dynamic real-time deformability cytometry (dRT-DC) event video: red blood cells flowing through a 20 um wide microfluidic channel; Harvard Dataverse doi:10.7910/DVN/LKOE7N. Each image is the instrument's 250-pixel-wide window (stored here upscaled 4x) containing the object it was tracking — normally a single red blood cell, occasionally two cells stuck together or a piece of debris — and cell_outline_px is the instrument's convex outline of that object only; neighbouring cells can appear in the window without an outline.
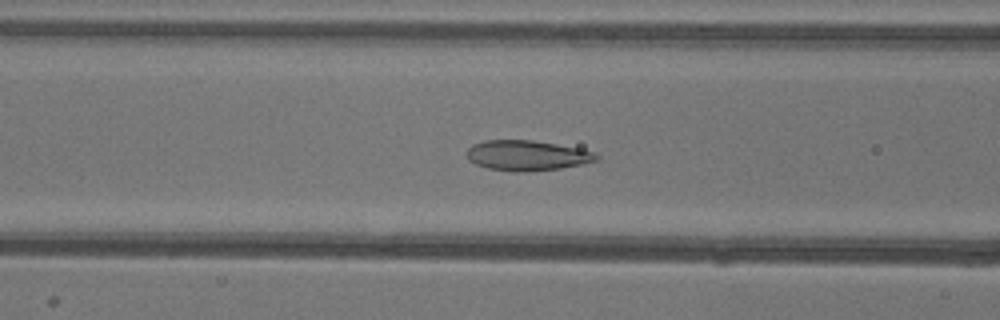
{"species": "common noctule bat (a hibernating species)", "species_latin": "Nyctalus noctula", "temperature_condition": "warm", "stored_images_in_passage": 53, "camera_frame_rate_fps": 3000, "um_per_image_px": 0.085, "animal": {"sex": "female"}, "frame": {"image": 1, "passage_image": 21, "time_ms": 6.667, "image_size_px": [1000, 320], "cell_outline_px": [[600, 160], [584, 164], [560, 168], [528, 172], [512, 172], [488, 168], [476, 164], [468, 160], [464, 152], [472, 144], [484, 140], [532, 140], [580, 148], [596, 152], [600, 156]], "centroid_in_image_um": [44.81, 13.22], "position_along_channel_um": 121.8, "area_um2": 23.29}}
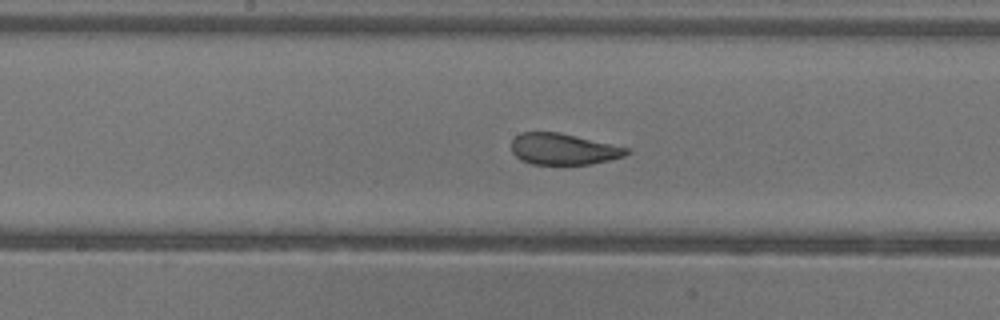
{"frame": {"image": 2, "passage_image": 27, "time_ms": 8.667, "image_size_px": [1000, 320], "cell_outline_px": [[632, 152], [624, 156], [592, 164], [532, 164], [520, 160], [512, 152], [512, 140], [520, 132], [560, 132], [632, 148]], "centroid_in_image_um": [47.93, 12.66], "position_along_channel_um": 200.3, "area_um2": 21.21}}
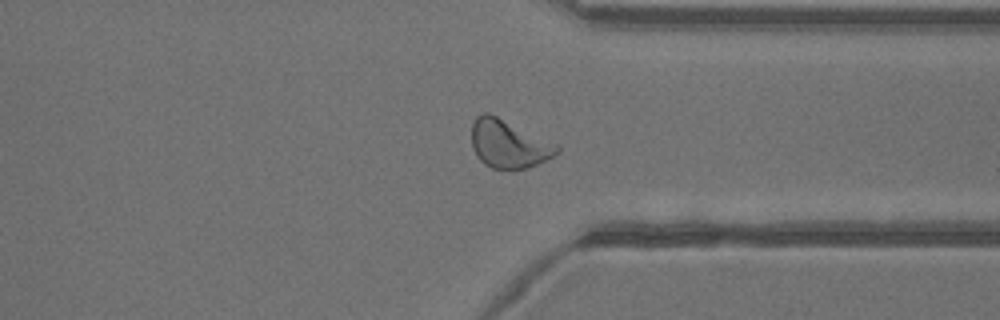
{"frame": {"image": 3, "passage_image": 40, "time_ms": 13.0, "image_size_px": [1000, 320], "cell_outline_px": [[560, 148], [552, 156], [536, 164], [524, 168], [492, 168], [484, 164], [476, 156], [472, 148], [472, 124], [476, 116], [484, 112], [488, 112], [556, 144]], "centroid_in_image_um": [43.17, 12.22], "position_along_channel_um": 368.2, "area_um2": 23.35}, "authors_computed_cell_mechanics": {"area_um2": 24.1026, "velocity_mm_per_s": 3.9202, "shape_relaxation_time_tau1_ms": 3.7618, "shape_relaxation_time_tau2_ms": 0.8539, "deformation_change_tau1": 0.1462, "deformation_change_tau2": 0.0689}}